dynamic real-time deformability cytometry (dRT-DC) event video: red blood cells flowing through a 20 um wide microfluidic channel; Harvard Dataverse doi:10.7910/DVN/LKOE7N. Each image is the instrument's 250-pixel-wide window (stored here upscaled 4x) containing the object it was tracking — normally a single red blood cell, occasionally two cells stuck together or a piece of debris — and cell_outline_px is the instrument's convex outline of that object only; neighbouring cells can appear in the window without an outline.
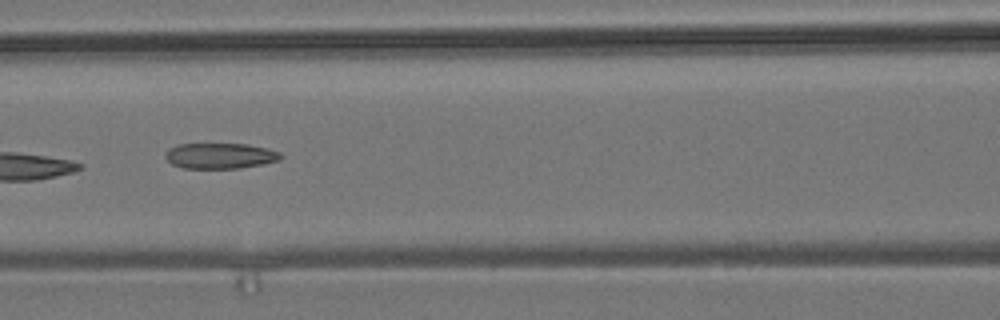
{"species": "common noctule bat (a hibernating species)", "species_latin": "Nyctalus noctula", "temperature_condition": "room temperature", "stored_images_in_passage": 8, "camera_frame_rate_fps": 3000, "um_per_image_px": 0.085, "animal": {"sex": "male", "body_mass_g": 19.2, "forearm_length_mm": 51.8}, "frame": {"image": 1, "passage_image": 6, "time_ms": 5.667, "image_size_px": [1000, 320], "cell_outline_px": [[284, 156], [280, 160], [264, 164], [240, 168], [184, 168], [172, 164], [164, 156], [168, 148], [180, 144], [248, 144], [268, 148], [280, 152]], "centroid_in_image_um": [18.75, 13.24], "position_along_channel_um": 147.8, "area_um2": 17.34}}
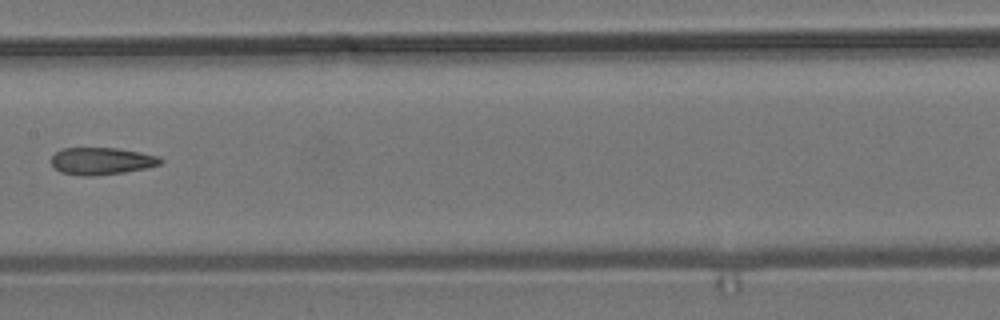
{"frame": {"image": 2, "passage_image": 7, "time_ms": 7.0, "image_size_px": [1000, 320], "cell_outline_px": [[164, 160], [160, 164], [144, 168], [124, 172], [92, 176], [84, 176], [60, 172], [52, 164], [52, 156], [56, 152], [64, 148], [116, 148], [140, 152], [160, 156]], "centroid_in_image_um": [8.65, 13.68], "position_along_channel_um": 198.8, "area_um2": 17.17}}
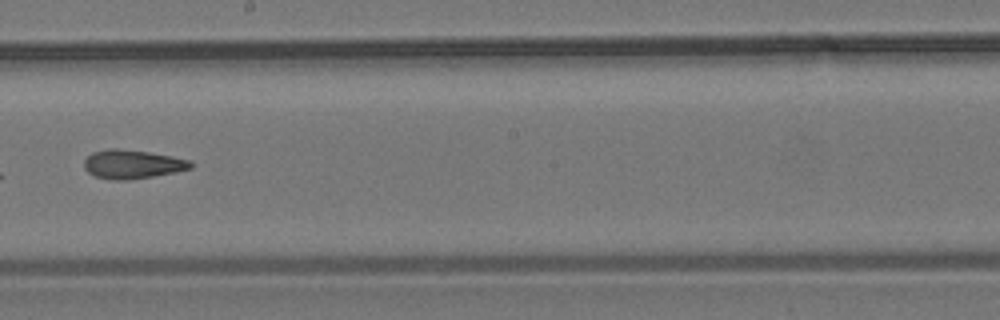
{"frame": {"image": 3, "passage_image": 8, "time_ms": 8.0, "image_size_px": [1000, 320], "cell_outline_px": [[196, 164], [192, 168], [176, 172], [128, 180], [112, 180], [96, 176], [88, 172], [84, 168], [84, 160], [92, 152], [108, 148], [116, 148], [148, 152], [172, 156], [192, 160]], "centroid_in_image_um": [11.29, 13.95], "position_along_channel_um": 236.9, "area_um2": 18.03}}